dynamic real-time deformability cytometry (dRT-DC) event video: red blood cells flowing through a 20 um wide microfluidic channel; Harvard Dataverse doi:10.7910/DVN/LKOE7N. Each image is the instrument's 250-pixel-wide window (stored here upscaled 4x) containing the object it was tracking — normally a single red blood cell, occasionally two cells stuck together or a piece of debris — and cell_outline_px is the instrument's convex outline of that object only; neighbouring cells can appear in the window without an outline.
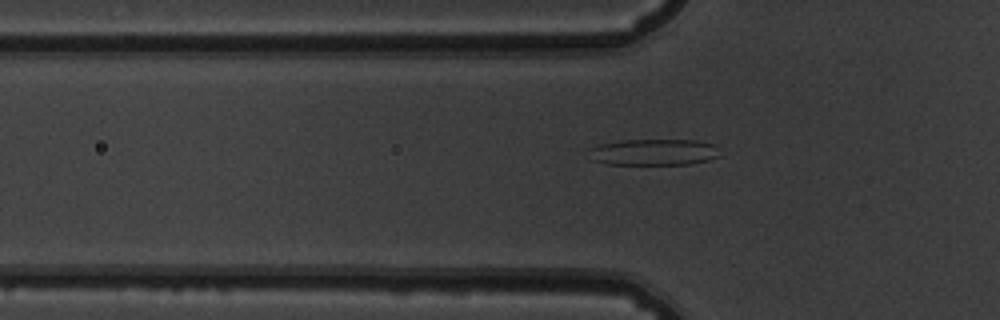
{"species": "common noctule bat (a hibernating species)", "species_latin": "Nyctalus noctula", "temperature_condition": "warm", "stored_images_in_passage": 52, "camera_frame_rate_fps": 3000, "um_per_image_px": 0.085, "animal": {"sex": "male", "body_mass_g": 19.5, "forearm_length_mm": 54.6}, "frame": {"image": 1, "passage_image": 17, "time_ms": 5.333, "image_size_px": [1000, 320], "cell_outline_px": [[720, 156], [708, 160], [692, 164], [608, 164], [592, 160], [592, 148], [600, 144], [620, 140], [696, 140], [716, 144]], "centroid_in_image_um": [55.65, 12.93], "position_along_channel_um": 70.2, "area_um2": 20.0}}
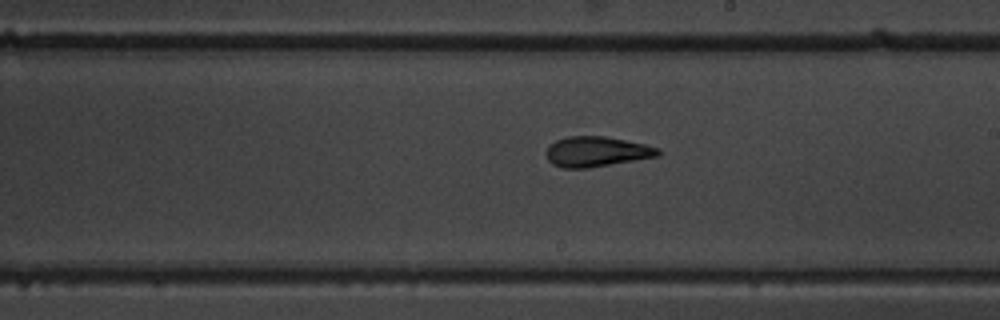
{"frame": {"image": 2, "passage_image": 30, "time_ms": 9.667, "image_size_px": [1000, 320], "cell_outline_px": [[660, 156], [588, 168], [560, 168], [552, 164], [548, 160], [544, 152], [556, 140], [568, 136], [604, 136], [644, 144], [660, 148]], "centroid_in_image_um": [50.69, 12.9], "position_along_channel_um": 238.3, "area_um2": 19.71}}
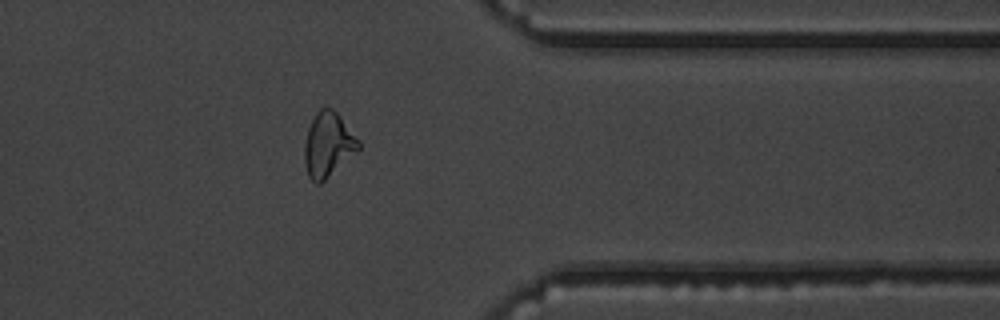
{"frame": {"image": 3, "passage_image": 42, "time_ms": 13.667, "image_size_px": [1000, 320], "cell_outline_px": [[360, 148], [320, 184], [316, 184], [308, 176], [304, 164], [304, 144], [308, 128], [316, 112], [320, 108], [332, 108], [340, 116], [360, 140]], "centroid_in_image_um": [27.87, 12.3], "position_along_channel_um": 383.5, "area_um2": 20.23}, "authors_computed_cell_mechanics": {"area_um2": 20.4323, "velocity_mm_per_s": 3.888, "shape_relaxation_time_tau1_ms": 7.479, "shape_relaxation_time_tau2_ms": 3.0796, "deformation_change_tau1": 0.1998, "deformation_change_tau2": 0.1267}}